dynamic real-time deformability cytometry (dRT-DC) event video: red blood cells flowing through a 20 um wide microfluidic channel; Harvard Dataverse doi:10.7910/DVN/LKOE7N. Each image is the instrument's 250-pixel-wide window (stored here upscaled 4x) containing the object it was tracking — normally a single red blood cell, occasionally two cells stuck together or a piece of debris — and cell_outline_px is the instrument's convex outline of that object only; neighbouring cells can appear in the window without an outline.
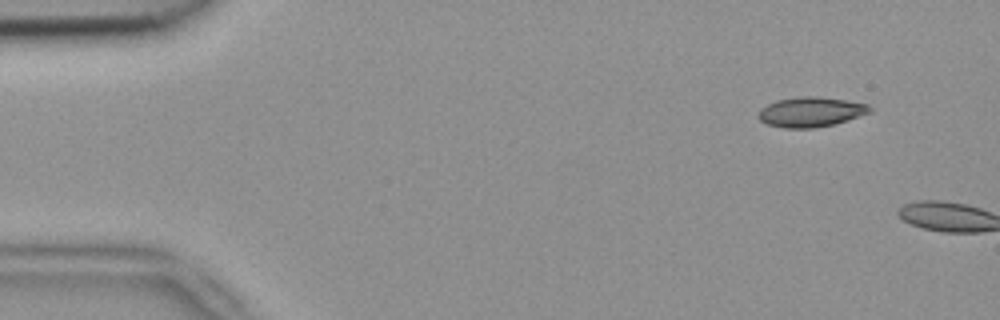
{"species": "common noctule bat (a hibernating species)", "species_latin": "Nyctalus noctula", "temperature_condition": "room temperature", "stored_images_in_passage": 6, "segment_of_instrument_passage": [2, 2], "camera_frame_rate_fps": 3000, "um_per_image_px": 0.085, "animal": {"sex": "female", "body_mass_g": 18.4}, "frame": {"image": 1, "passage_image": 6, "time_ms": 1.667, "image_size_px": [1000, 320], "cell_outline_px": [[872, 112], [836, 124], [816, 128], [784, 128], [768, 124], [760, 120], [756, 116], [760, 108], [776, 100], [800, 96], [816, 96], [844, 100], [868, 104], [872, 108]], "centroid_in_image_um": [68.91, 9.52], "position_along_channel_um": 16.1, "area_um2": 19.59}}